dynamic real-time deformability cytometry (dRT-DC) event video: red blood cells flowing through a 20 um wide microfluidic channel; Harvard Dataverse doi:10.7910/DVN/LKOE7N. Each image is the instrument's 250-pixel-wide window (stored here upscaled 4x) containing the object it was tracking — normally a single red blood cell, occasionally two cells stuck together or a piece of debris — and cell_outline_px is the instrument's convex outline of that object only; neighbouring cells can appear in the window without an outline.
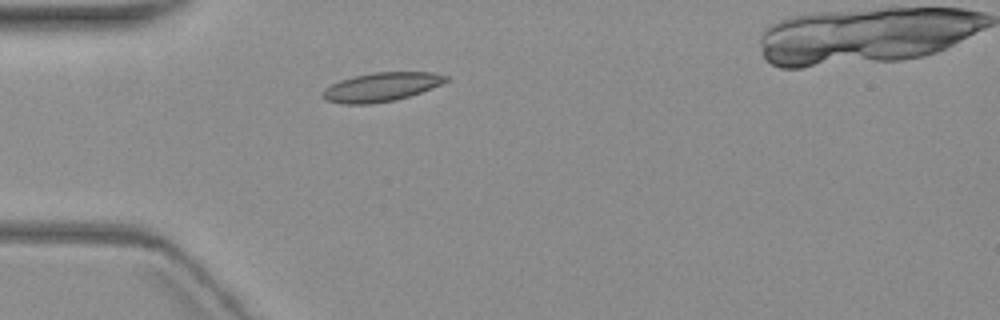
{"species": "common noctule bat (a hibernating species)", "species_latin": "Nyctalus noctula", "temperature_condition": "warm", "stored_images_in_passage": 2, "camera_frame_rate_fps": 3000, "um_per_image_px": 0.085, "animal": {"sex": "female", "body_mass_g": 19.3, "forearm_length_mm": 54.1}, "frame": {"image": 1, "passage_image": 1, "time_ms": 0.0, "image_size_px": [1000, 320], "cell_outline_px": [[448, 80], [440, 84], [420, 92], [396, 100], [368, 104], [340, 104], [324, 100], [324, 88], [340, 80], [352, 76], [372, 72], [432, 72], [448, 76]], "centroid_in_image_um": [32.37, 7.39], "position_along_channel_um": 52.6, "area_um2": 20.63}}